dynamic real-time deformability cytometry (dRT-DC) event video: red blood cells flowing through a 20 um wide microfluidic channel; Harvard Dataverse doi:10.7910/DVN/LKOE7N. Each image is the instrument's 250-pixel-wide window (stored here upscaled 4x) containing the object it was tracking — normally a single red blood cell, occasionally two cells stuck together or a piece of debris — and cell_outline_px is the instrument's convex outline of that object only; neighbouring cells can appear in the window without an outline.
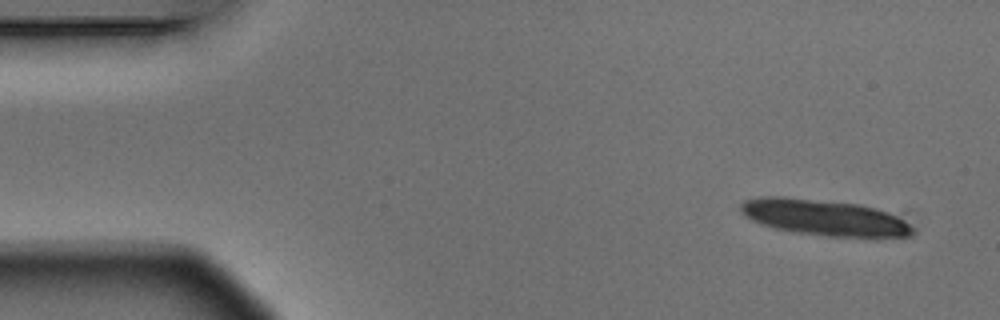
{"species": "Egyptian fruit bat (a non-hibernating species)", "species_latin": "Rousettus aegyptiacus", "temperature_condition": "warm", "stored_images_in_passage": 6, "segment_of_instrument_passage": [2, 2], "camera_frame_rate_fps": 3000, "um_per_image_px": 0.085, "animal": {"sex": "male"}, "frame": {"image": 1, "passage_image": 6, "time_ms": 1.667, "image_size_px": [1000, 320], "cell_outline_px": [[912, 232], [908, 236], [876, 240], [828, 236], [796, 232], [776, 228], [760, 224], [752, 220], [740, 212], [740, 204], [744, 200], [760, 196], [784, 196], [860, 204], [876, 208], [888, 212], [904, 220], [912, 228]], "centroid_in_image_um": [70.11, 18.51], "position_along_channel_um": 14.9, "area_um2": 36.88}}